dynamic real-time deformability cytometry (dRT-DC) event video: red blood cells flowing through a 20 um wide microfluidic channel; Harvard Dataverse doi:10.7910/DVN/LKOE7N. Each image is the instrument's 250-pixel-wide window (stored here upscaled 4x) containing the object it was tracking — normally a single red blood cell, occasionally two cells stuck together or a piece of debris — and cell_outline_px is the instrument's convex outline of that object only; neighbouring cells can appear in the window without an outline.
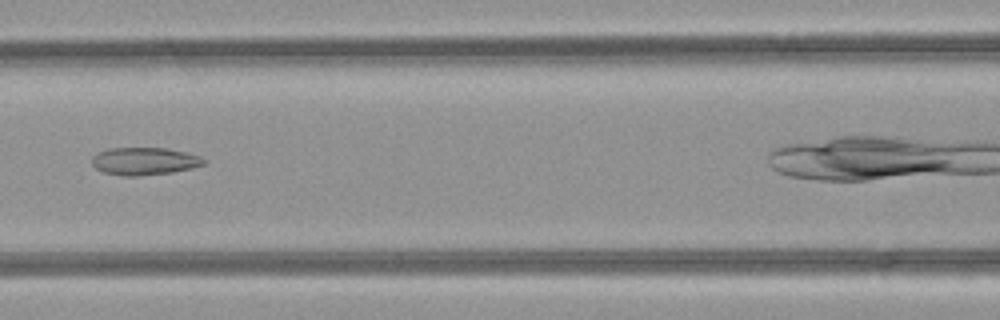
{"species": "common noctule bat (a hibernating species)", "species_latin": "Nyctalus noctula", "temperature_condition": "room temperature", "stored_images_in_passage": 26, "camera_frame_rate_fps": 3000, "um_per_image_px": 0.085, "animal": {"sex": "female", "body_mass_g": 21.9}, "frame": {"image": 1, "passage_image": 8, "time_ms": 2.333, "image_size_px": [1000, 320], "cell_outline_px": [[208, 160], [204, 164], [192, 168], [172, 172], [140, 176], [124, 176], [104, 172], [96, 168], [92, 164], [92, 156], [108, 148], [164, 148], [184, 152], [200, 156]], "centroid_in_image_um": [12.28, 13.7], "position_along_channel_um": 154.3, "area_um2": 17.92}}
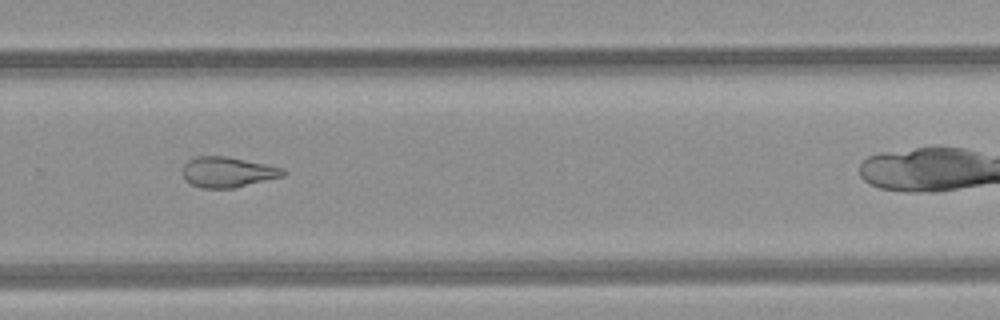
{"frame": {"image": 2, "passage_image": 19, "time_ms": 6.0, "image_size_px": [1000, 320], "cell_outline_px": [[288, 172], [284, 176], [236, 188], [200, 188], [184, 180], [184, 164], [188, 160], [196, 156], [224, 156], [284, 168]], "centroid_in_image_um": [19.37, 14.64], "position_along_channel_um": 310.4, "area_um2": 17.8}}